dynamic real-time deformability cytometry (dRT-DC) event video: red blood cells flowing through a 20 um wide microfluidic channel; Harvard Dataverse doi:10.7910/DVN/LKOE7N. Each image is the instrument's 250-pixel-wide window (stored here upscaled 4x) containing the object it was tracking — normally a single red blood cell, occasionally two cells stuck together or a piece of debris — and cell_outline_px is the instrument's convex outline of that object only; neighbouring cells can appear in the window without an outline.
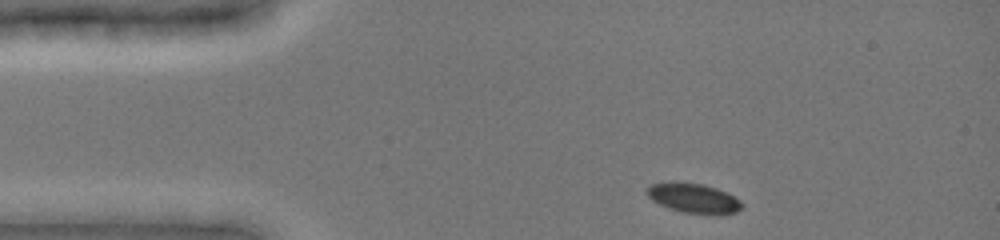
{"species": "common noctule bat (a hibernating species)", "species_latin": "Nyctalus noctula", "temperature_condition": "cold", "stored_images_in_passage": 9, "camera_frame_rate_fps": 3000, "um_per_image_px": 0.085, "animal": {"sex": "female", "body_mass_g": 19.0, "forearm_length_mm": 51.5}, "frame": {"image": 1, "passage_image": 1, "time_ms": 0.0, "image_size_px": [1000, 240], "cell_outline_px": [[744, 208], [736, 212], [716, 216], [684, 212], [668, 208], [652, 200], [648, 196], [648, 188], [652, 184], [668, 180], [672, 180], [704, 184], [716, 188], [740, 200], [744, 204]], "centroid_in_image_um": [58.98, 16.84], "position_along_channel_um": 26.0, "area_um2": 16.82}}
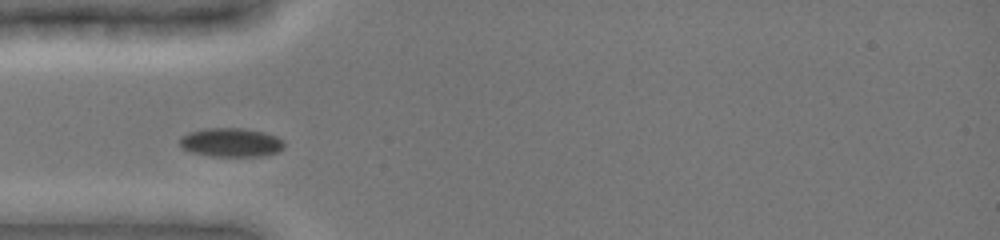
{"frame": {"image": 2, "passage_image": 5, "time_ms": 2.333, "image_size_px": [1000, 240], "cell_outline_px": [[284, 148], [276, 152], [260, 156], [212, 156], [192, 152], [184, 148], [180, 144], [180, 136], [188, 132], [204, 128], [244, 128], [264, 132], [276, 136], [284, 140]], "centroid_in_image_um": [19.64, 12.09], "position_along_channel_um": 65.4, "area_um2": 17.57}}
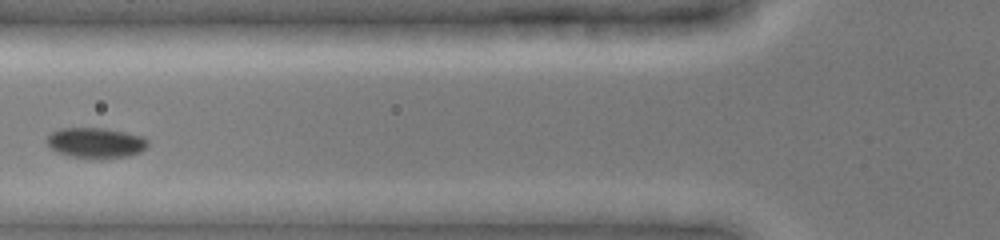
{"frame": {"image": 3, "passage_image": 7, "time_ms": 3.667, "image_size_px": [1000, 240], "cell_outline_px": [[148, 144], [140, 152], [128, 156], [68, 156], [56, 152], [48, 148], [48, 136], [52, 132], [60, 128], [104, 128], [144, 136], [148, 140]], "centroid_in_image_um": [8.12, 12.1], "position_along_channel_um": 117.7, "area_um2": 17.34}}